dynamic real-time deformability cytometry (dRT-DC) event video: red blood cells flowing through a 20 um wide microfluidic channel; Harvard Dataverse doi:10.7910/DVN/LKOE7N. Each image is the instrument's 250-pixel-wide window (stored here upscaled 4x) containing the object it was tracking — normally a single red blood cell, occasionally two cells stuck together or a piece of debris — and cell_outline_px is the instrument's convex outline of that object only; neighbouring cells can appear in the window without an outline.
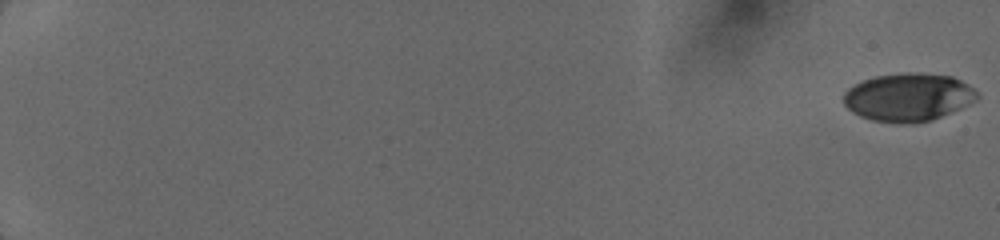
{"species": "human", "species_latin": "Homo sapiens", "temperature_condition": "cold", "stored_images_in_passage": 52, "camera_frame_rate_fps": 3000, "um_per_image_px": 0.085, "donor": {"sex": "female"}, "frame": {"image": 1, "passage_image": 1, "time_ms": 0.0, "image_size_px": [1000, 240], "cell_outline_px": [[980, 96], [976, 100], [960, 108], [932, 120], [916, 124], [908, 124], [872, 120], [860, 116], [852, 112], [844, 104], [844, 92], [848, 88], [864, 80], [876, 76], [908, 72], [912, 72], [952, 76], [968, 84]], "centroid_in_image_um": [77.2, 8.27], "position_along_channel_um": 7.8, "area_um2": 37.28}}
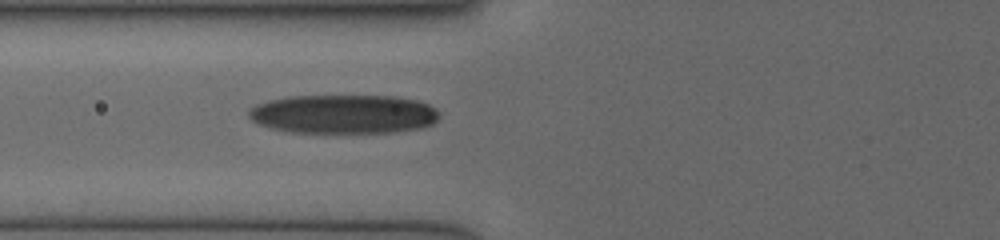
{"frame": {"image": 2, "passage_image": 26, "time_ms": 7.667, "image_size_px": [1000, 240], "cell_outline_px": [[440, 116], [432, 124], [420, 128], [392, 132], [292, 132], [272, 128], [256, 124], [248, 116], [248, 108], [256, 104], [268, 100], [288, 96], [392, 96], [416, 100], [428, 104], [436, 108], [440, 112]], "centroid_in_image_um": [29.18, 9.69], "position_along_channel_um": 96.6, "area_um2": 43.41}}
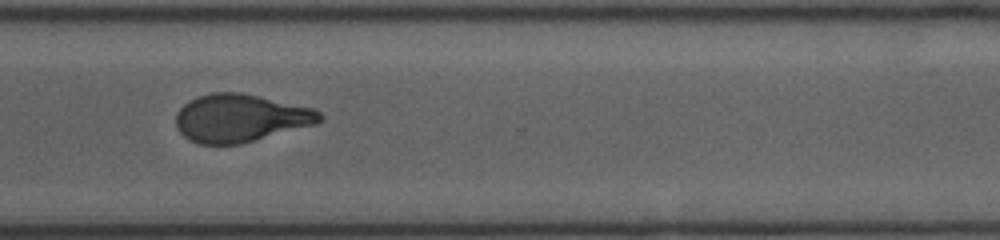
{"frame": {"image": 3, "passage_image": 51, "time_ms": 13.667, "image_size_px": [1000, 240], "cell_outline_px": [[324, 116], [316, 124], [240, 144], [200, 144], [184, 136], [176, 128], [176, 112], [188, 100], [196, 96], [212, 92], [240, 92], [312, 108], [320, 112]], "centroid_in_image_um": [20.4, 10.03], "position_along_channel_um": 350.2, "area_um2": 39.94}}